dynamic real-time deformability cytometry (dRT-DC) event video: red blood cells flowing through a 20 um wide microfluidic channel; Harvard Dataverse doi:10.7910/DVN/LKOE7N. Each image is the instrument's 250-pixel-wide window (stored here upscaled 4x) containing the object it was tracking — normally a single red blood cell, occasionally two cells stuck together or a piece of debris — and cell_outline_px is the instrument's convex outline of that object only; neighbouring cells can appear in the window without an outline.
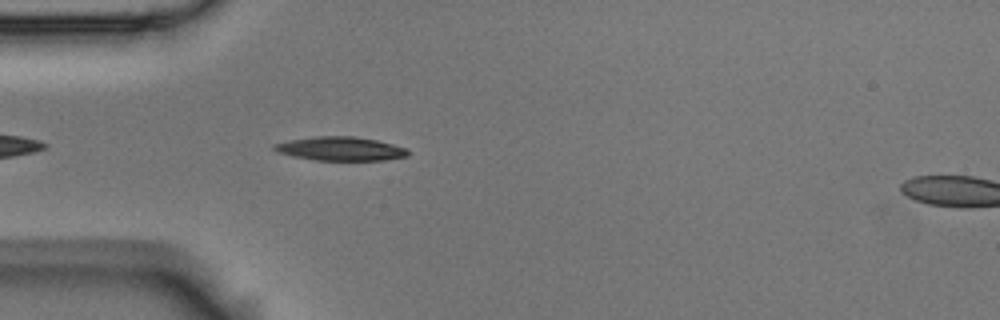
{"species": "Egyptian fruit bat (a non-hibernating species)", "species_latin": "Rousettus aegyptiacus", "temperature_condition": "room temperature", "stored_images_in_passage": 4, "camera_frame_rate_fps": 3000, "um_per_image_px": 0.085, "animal": {"sex": "male"}, "frame": {"image": 1, "passage_image": 4, "time_ms": 1.0, "image_size_px": [1000, 320], "cell_outline_px": [[408, 156], [384, 160], [316, 160], [292, 156], [276, 152], [272, 148], [272, 144], [288, 140], [316, 136], [356, 136], [376, 140], [408, 148]], "centroid_in_image_um": [28.91, 12.64], "position_along_channel_um": 56.1, "area_um2": 18.67}}